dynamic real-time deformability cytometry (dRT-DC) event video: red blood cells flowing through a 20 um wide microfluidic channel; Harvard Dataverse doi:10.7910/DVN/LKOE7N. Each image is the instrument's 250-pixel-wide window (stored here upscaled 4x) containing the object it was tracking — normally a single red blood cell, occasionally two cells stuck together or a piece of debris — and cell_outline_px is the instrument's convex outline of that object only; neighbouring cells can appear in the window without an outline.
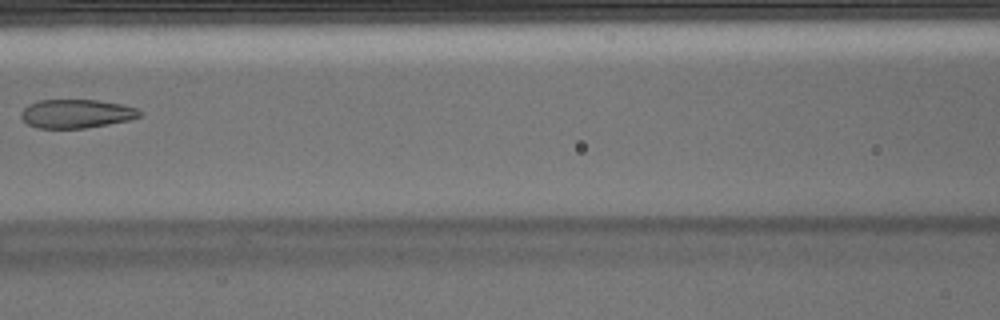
{"species": "Egyptian fruit bat (a non-hibernating species)", "species_latin": "Rousettus aegyptiacus", "temperature_condition": "warm", "stored_images_in_passage": 7, "camera_frame_rate_fps": 3000, "um_per_image_px": 0.085, "animal": {"sex": "male"}, "frame": {"image": 1, "passage_image": 6, "time_ms": 1.667, "image_size_px": [1000, 320], "cell_outline_px": [[140, 116], [132, 120], [84, 128], [36, 128], [28, 124], [20, 116], [20, 112], [28, 104], [40, 100], [96, 100], [120, 104], [136, 108], [140, 112]], "centroid_in_image_um": [6.47, 9.67], "position_along_channel_um": 160.1, "area_um2": 19.77}}